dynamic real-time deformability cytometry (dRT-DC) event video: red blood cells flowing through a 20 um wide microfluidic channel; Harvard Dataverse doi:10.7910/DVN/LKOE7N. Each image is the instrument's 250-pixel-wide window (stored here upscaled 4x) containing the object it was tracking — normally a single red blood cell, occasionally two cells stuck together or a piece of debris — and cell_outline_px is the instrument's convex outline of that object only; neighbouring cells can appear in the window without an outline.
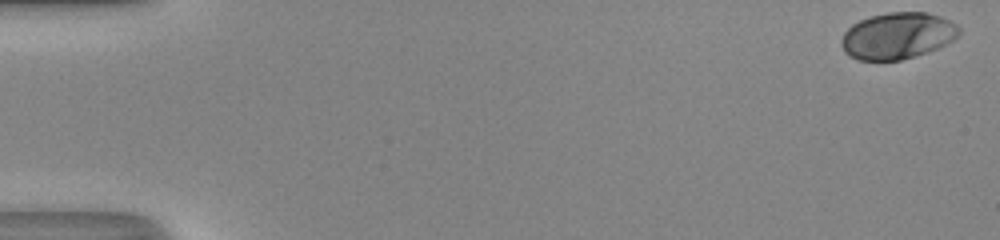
{"species": "human", "species_latin": "Homo sapiens", "temperature_condition": "room temperature", "stored_images_in_passage": 44, "camera_frame_rate_fps": 3000, "um_per_image_px": 0.085, "donor": {"sex": "male"}, "frame": {"image": 1, "passage_image": 1, "time_ms": 0.0, "image_size_px": [1000, 240], "cell_outline_px": [[960, 36], [936, 48], [900, 60], [856, 60], [848, 56], [844, 52], [840, 44], [840, 40], [844, 32], [852, 24], [860, 20], [872, 16], [888, 12], [924, 12], [940, 16], [956, 24], [960, 28]], "centroid_in_image_um": [76.24, 3.04], "position_along_channel_um": 8.8, "area_um2": 31.79}}
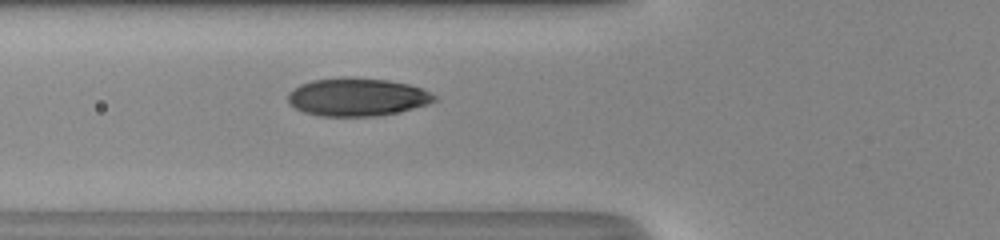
{"frame": {"image": 2, "passage_image": 20, "time_ms": 6.333, "image_size_px": [1000, 240], "cell_outline_px": [[440, 100], [428, 104], [396, 112], [376, 116], [320, 116], [304, 112], [296, 108], [288, 100], [288, 92], [300, 84], [312, 80], [340, 76], [348, 76], [388, 80], [408, 84], [420, 88], [436, 96]], "centroid_in_image_um": [30.35, 8.23], "position_along_channel_um": 95.5, "area_um2": 32.54}}
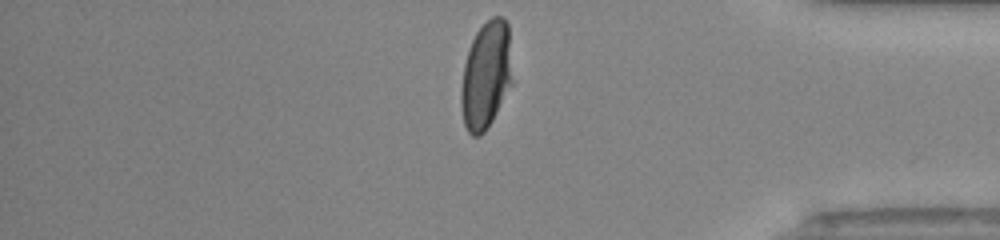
{"frame": {"image": 3, "passage_image": 43, "time_ms": 14.0, "image_size_px": [1000, 240], "cell_outline_px": [[512, 84], [492, 120], [484, 132], [480, 136], [472, 136], [468, 132], [464, 124], [460, 104], [460, 92], [464, 64], [472, 40], [476, 32], [492, 16], [504, 16], [508, 24], [512, 80]], "centroid_in_image_um": [41.3, 6.4], "position_along_channel_um": 393.9, "area_um2": 32.08}, "authors_computed_cell_mechanics": {"area_um2": 32.2813, "velocity_mm_per_s": 4.1904, "shape_relaxation_time_tau1_ms": 3.5182, "shape_relaxation_time_tau2_ms": null, "deformation_change_tau1": 0.1809, "deformation_change_tau2": null}}